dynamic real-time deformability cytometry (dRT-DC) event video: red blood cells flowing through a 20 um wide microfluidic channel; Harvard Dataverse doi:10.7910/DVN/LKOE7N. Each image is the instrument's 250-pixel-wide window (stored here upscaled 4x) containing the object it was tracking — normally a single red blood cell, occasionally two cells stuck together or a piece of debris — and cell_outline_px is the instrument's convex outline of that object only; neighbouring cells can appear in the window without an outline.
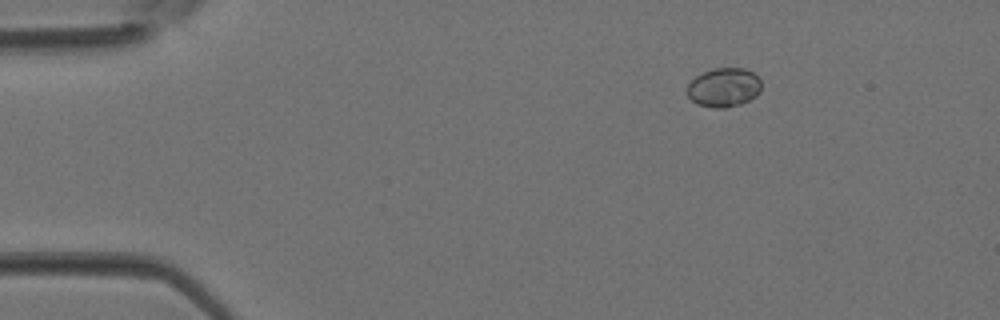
{"species": "Egyptian fruit bat (a non-hibernating species)", "species_latin": "Rousettus aegyptiacus", "temperature_condition": "room temperature", "stored_images_in_passage": 5, "camera_frame_rate_fps": 3000, "um_per_image_px": 0.085, "animal": {"sex": "female"}, "frame": {"image": 1, "passage_image": 2, "time_ms": 0.333, "image_size_px": [1000, 320], "cell_outline_px": [[760, 92], [756, 96], [740, 104], [724, 108], [712, 108], [696, 104], [688, 96], [688, 84], [696, 76], [712, 68], [744, 68], [752, 72], [760, 80]], "centroid_in_image_um": [61.52, 7.44], "position_along_channel_um": 23.5, "area_um2": 16.82}}
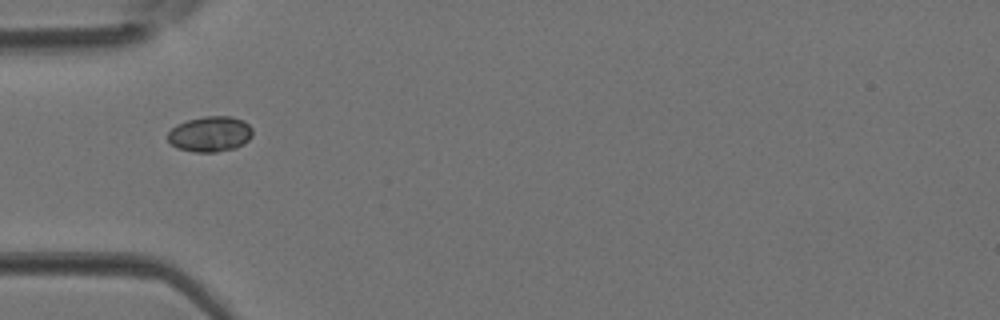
{"frame": {"image": 2, "passage_image": 4, "time_ms": 1.0, "image_size_px": [1000, 320], "cell_outline_px": [[252, 136], [244, 144], [236, 148], [216, 152], [192, 152], [176, 148], [168, 140], [168, 132], [176, 124], [188, 120], [204, 116], [232, 116], [244, 120], [252, 128]], "centroid_in_image_um": [17.87, 11.39], "position_along_channel_um": 67.1, "area_um2": 17.74}}
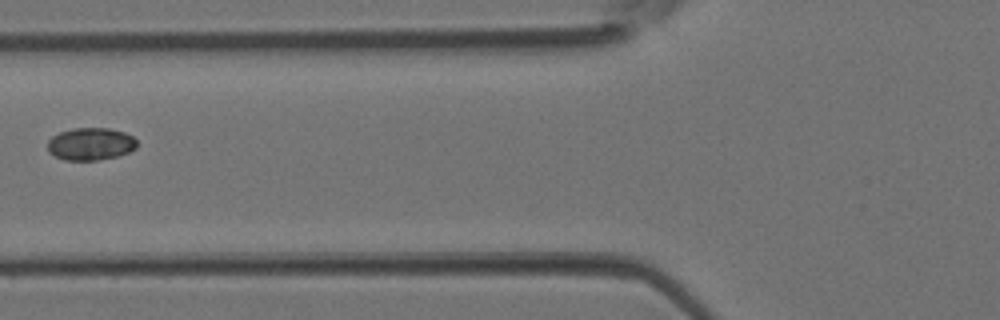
{"frame": {"image": 3, "passage_image": 5, "time_ms": 1.333, "image_size_px": [1000, 320], "cell_outline_px": [[136, 148], [128, 152], [116, 156], [96, 160], [64, 160], [48, 152], [48, 140], [52, 136], [60, 132], [72, 128], [108, 128], [124, 132], [132, 136], [136, 140]], "centroid_in_image_um": [7.68, 12.23], "position_along_channel_um": 118.1, "area_um2": 16.82}}